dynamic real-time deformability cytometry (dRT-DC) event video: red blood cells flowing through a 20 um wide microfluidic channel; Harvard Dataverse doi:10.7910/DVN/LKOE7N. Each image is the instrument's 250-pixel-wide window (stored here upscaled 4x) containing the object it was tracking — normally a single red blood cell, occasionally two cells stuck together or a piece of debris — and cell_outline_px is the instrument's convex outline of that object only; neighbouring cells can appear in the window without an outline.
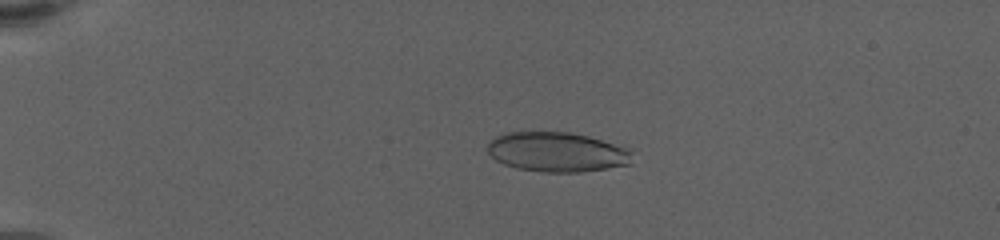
{"species": "human", "species_latin": "Homo sapiens", "temperature_condition": "warm", "stored_images_in_passage": 52, "camera_frame_rate_fps": 3000, "um_per_image_px": 0.085, "donor": {"sex": "female"}, "frame": {"image": 1, "passage_image": 27, "time_ms": 4.667, "image_size_px": [1000, 240], "cell_outline_px": [[632, 152], [628, 164], [608, 168], [580, 172], [540, 172], [516, 168], [504, 164], [496, 160], [488, 152], [488, 140], [496, 136], [508, 132], [568, 132], [588, 136], [632, 148]], "centroid_in_image_um": [47.34, 12.92], "position_along_channel_um": 37.7, "area_um2": 33.58}}
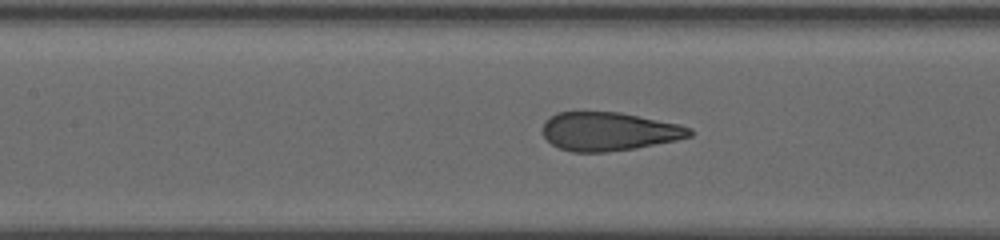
{"frame": {"image": 2, "passage_image": 45, "time_ms": 10.0, "image_size_px": [1000, 240], "cell_outline_px": [[692, 136], [676, 140], [636, 148], [604, 152], [572, 152], [560, 148], [552, 144], [544, 136], [544, 124], [556, 112], [620, 112], [680, 124], [692, 128]], "centroid_in_image_um": [51.8, 11.17], "position_along_channel_um": 155.6, "area_um2": 32.83}}
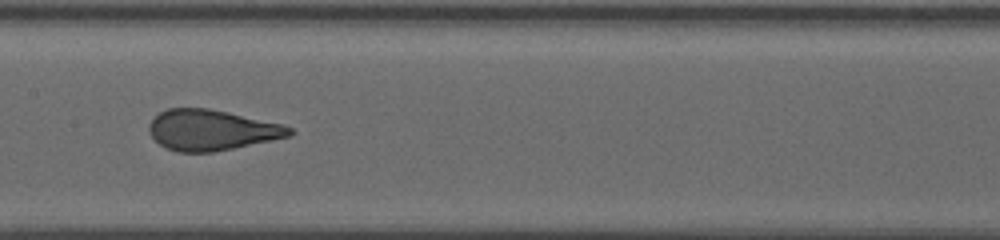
{"frame": {"image": 3, "passage_image": 51, "time_ms": 11.0, "image_size_px": [1000, 240], "cell_outline_px": [[296, 132], [288, 136], [272, 140], [212, 152], [176, 152], [164, 148], [148, 132], [148, 124], [160, 112], [168, 108], [208, 108], [228, 112], [284, 124], [292, 128]], "centroid_in_image_um": [17.98, 11.05], "position_along_channel_um": 189.4, "area_um2": 33.23}}